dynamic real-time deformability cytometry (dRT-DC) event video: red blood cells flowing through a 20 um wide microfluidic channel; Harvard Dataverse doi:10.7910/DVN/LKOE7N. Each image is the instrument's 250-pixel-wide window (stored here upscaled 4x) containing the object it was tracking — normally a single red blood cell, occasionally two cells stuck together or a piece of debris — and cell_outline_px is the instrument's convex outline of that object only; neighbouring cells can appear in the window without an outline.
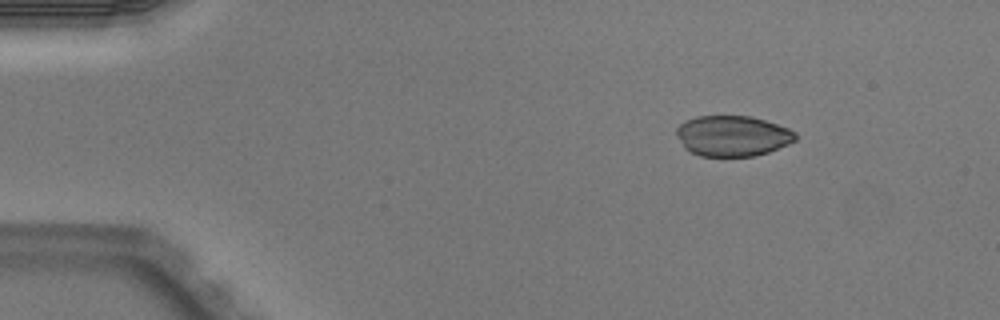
{"species": "Egyptian fruit bat (a non-hibernating species)", "species_latin": "Rousettus aegyptiacus", "temperature_condition": "warm", "stored_images_in_passage": 5, "camera_frame_rate_fps": 3000, "um_per_image_px": 0.085, "animal": {"sex": "male"}, "frame": {"image": 1, "passage_image": 2, "time_ms": 0.333, "image_size_px": [1000, 320], "cell_outline_px": [[796, 140], [788, 144], [768, 152], [752, 156], [700, 156], [684, 148], [676, 136], [676, 128], [684, 120], [696, 116], [752, 116], [788, 128], [796, 132]], "centroid_in_image_um": [62.23, 11.54], "position_along_channel_um": 22.8, "area_um2": 28.21}}
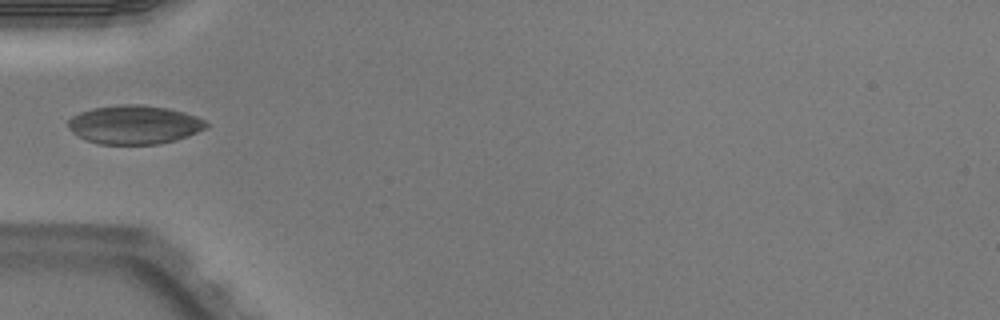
{"frame": {"image": 2, "passage_image": 5, "time_ms": 1.333, "image_size_px": [1000, 320], "cell_outline_px": [[212, 124], [208, 128], [188, 136], [176, 140], [160, 144], [100, 144], [84, 140], [76, 136], [68, 128], [68, 120], [72, 116], [80, 112], [92, 108], [120, 104], [140, 104], [168, 108], [184, 112], [196, 116]], "centroid_in_image_um": [11.43, 10.6], "position_along_channel_um": 73.6, "area_um2": 31.62}}